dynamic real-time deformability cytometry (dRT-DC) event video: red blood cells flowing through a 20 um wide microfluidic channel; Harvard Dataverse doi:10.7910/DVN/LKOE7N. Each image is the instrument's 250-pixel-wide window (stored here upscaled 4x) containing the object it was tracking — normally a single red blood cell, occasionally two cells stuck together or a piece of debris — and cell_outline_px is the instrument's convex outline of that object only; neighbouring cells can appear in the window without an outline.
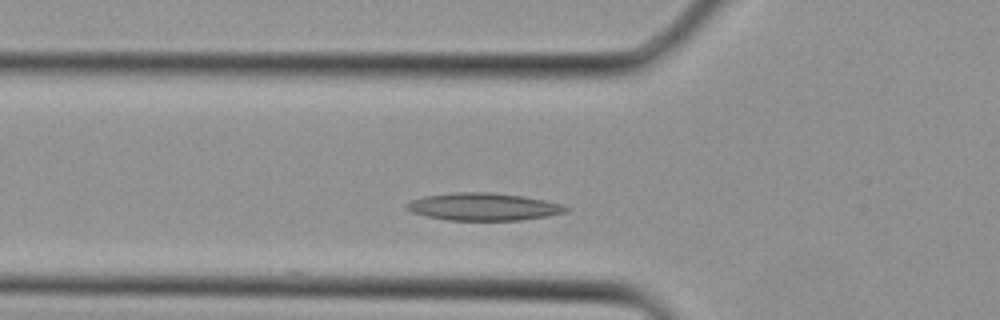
{"species": "Egyptian fruit bat (a non-hibernating species)", "species_latin": "Rousettus aegyptiacus", "temperature_condition": "cold", "stored_images_in_passage": 2, "camera_frame_rate_fps": 3000, "um_per_image_px": 0.085, "animal": {"sex": "female"}, "frame": {"image": 1, "passage_image": 2, "time_ms": 0.333, "image_size_px": [1000, 320], "cell_outline_px": [[568, 212], [548, 216], [520, 220], [444, 220], [412, 212], [404, 208], [404, 204], [412, 200], [424, 196], [456, 192], [488, 192], [524, 196], [544, 200], [560, 204], [568, 208]], "centroid_in_image_um": [41.07, 17.57], "position_along_channel_um": 84.7, "area_um2": 25.49}}